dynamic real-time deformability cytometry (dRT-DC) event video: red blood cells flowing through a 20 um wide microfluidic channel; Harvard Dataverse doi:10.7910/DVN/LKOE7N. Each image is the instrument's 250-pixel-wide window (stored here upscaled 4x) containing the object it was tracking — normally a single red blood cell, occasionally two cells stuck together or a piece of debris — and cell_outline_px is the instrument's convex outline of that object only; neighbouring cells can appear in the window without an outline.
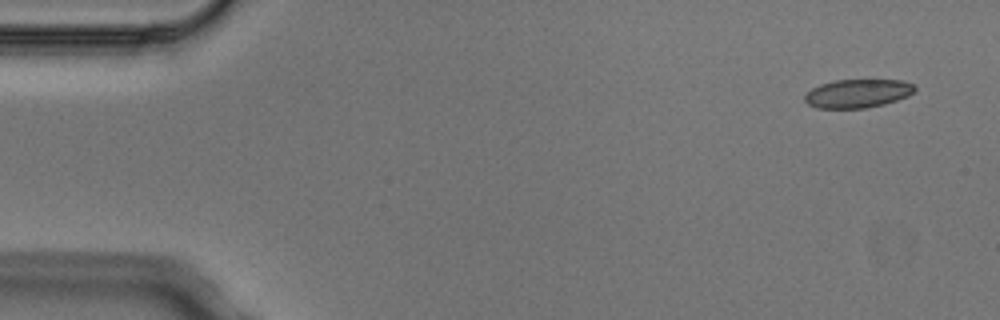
{"species": "Egyptian fruit bat (a non-hibernating species)", "species_latin": "Rousettus aegyptiacus", "temperature_condition": "cold", "stored_images_in_passage": 4, "camera_frame_rate_fps": 3000, "um_per_image_px": 0.085, "animal": {"sex": "male"}, "frame": {"image": 1, "passage_image": 1, "time_ms": 0.0, "image_size_px": [1000, 320], "cell_outline_px": [[916, 88], [908, 96], [884, 104], [868, 108], [816, 108], [808, 104], [804, 100], [804, 96], [812, 88], [820, 84], [836, 80], [904, 80], [912, 84]], "centroid_in_image_um": [72.89, 7.95], "position_along_channel_um": 12.1, "area_um2": 18.26}}
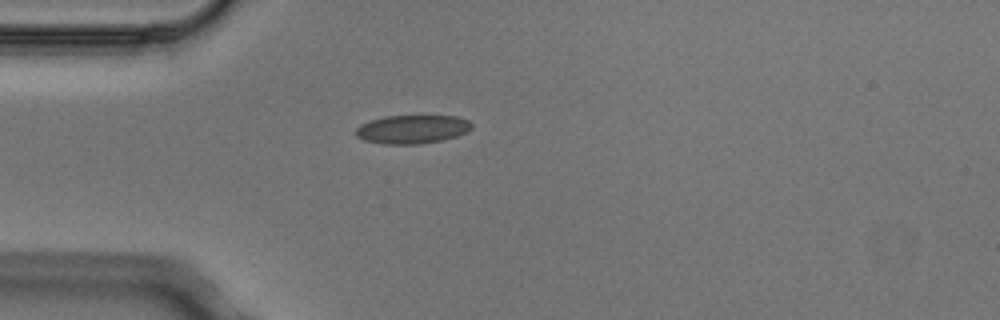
{"frame": {"image": 2, "passage_image": 4, "time_ms": 1.0, "image_size_px": [1000, 320], "cell_outline_px": [[472, 128], [468, 132], [456, 136], [440, 140], [416, 144], [384, 144], [364, 140], [356, 136], [356, 128], [360, 124], [384, 116], [456, 116], [468, 120], [472, 124]], "centroid_in_image_um": [35.04, 10.98], "position_along_channel_um": 50.0, "area_um2": 19.19}}